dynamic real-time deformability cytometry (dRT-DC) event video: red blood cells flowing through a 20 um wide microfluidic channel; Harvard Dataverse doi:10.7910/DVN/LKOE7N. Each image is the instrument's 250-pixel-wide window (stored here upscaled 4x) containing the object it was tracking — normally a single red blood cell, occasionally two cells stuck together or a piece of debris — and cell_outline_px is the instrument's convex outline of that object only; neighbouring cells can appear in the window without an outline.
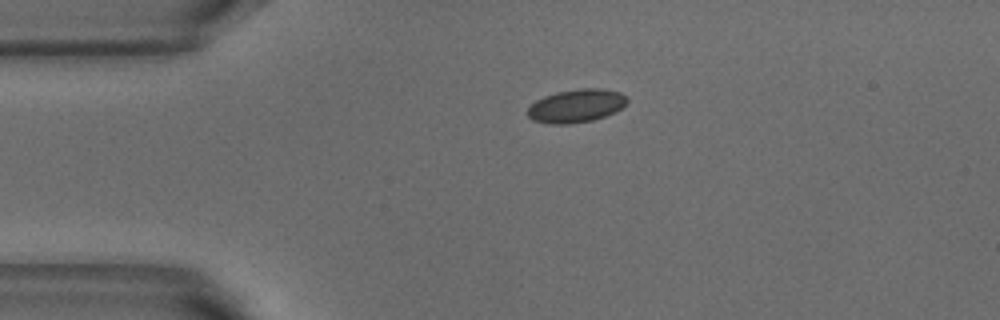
{"species": "common noctule bat (a hibernating species)", "species_latin": "Nyctalus noctula", "temperature_condition": "warm", "stored_images_in_passage": 2, "camera_frame_rate_fps": 3000, "um_per_image_px": 0.085, "animal": {"sex": "male", "body_mass_g": 18.8}, "frame": {"image": 1, "passage_image": 1, "time_ms": 0.0, "image_size_px": [1000, 320], "cell_outline_px": [[628, 104], [616, 112], [592, 120], [568, 124], [548, 124], [532, 120], [524, 112], [536, 100], [544, 96], [556, 92], [580, 88], [604, 88], [620, 92], [628, 96]], "centroid_in_image_um": [49.0, 8.99], "position_along_channel_um": 36.0, "area_um2": 19.65}}